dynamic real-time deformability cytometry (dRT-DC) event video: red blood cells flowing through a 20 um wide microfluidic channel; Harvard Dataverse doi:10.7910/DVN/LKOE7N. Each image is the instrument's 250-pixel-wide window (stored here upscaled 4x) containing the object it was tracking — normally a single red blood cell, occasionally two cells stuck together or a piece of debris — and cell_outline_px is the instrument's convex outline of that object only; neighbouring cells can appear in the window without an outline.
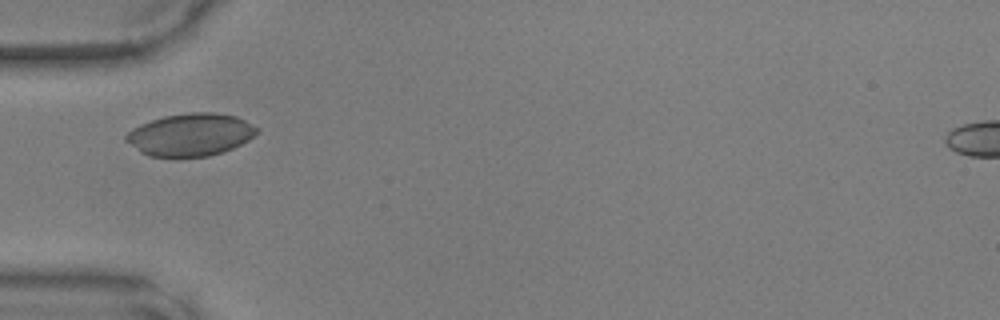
{"species": "common noctule bat (a hibernating species)", "species_latin": "Nyctalus noctula", "temperature_condition": "warm", "stored_images_in_passage": 34, "camera_frame_rate_fps": 3000, "um_per_image_px": 0.085, "animal": {"sex": "male", "body_mass_g": 17.9, "forearm_length_mm": 54.2}, "frame": {"image": 1, "passage_image": 1, "time_ms": 0.0, "image_size_px": [1000, 320], "cell_outline_px": [[260, 128], [248, 140], [224, 152], [208, 156], [148, 156], [140, 152], [124, 140], [124, 136], [132, 128], [140, 124], [164, 116], [188, 112], [212, 112], [236, 116]], "centroid_in_image_um": [16.17, 11.44], "position_along_channel_um": 68.8, "area_um2": 32.31}}
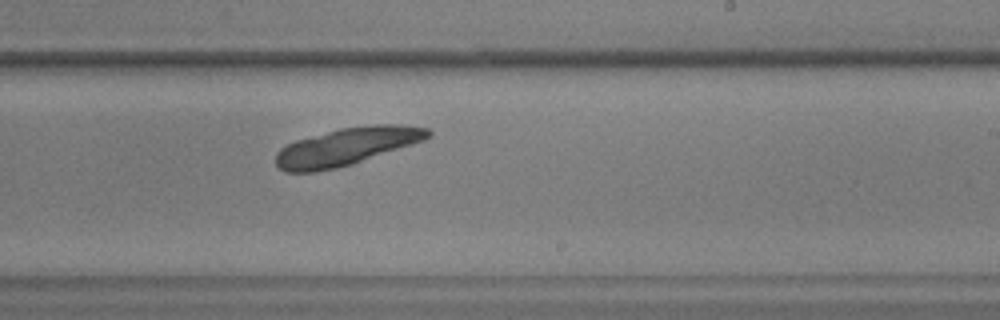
{"frame": {"image": 2, "passage_image": 15, "time_ms": 4.667, "image_size_px": [1000, 320], "cell_outline_px": [[432, 136], [424, 140], [352, 164], [336, 168], [316, 172], [284, 172], [276, 164], [276, 152], [280, 148], [296, 140], [340, 128], [372, 124], [396, 124], [428, 128], [432, 132]], "centroid_in_image_um": [29.46, 12.45], "position_along_channel_um": 259.5, "area_um2": 33.18}}
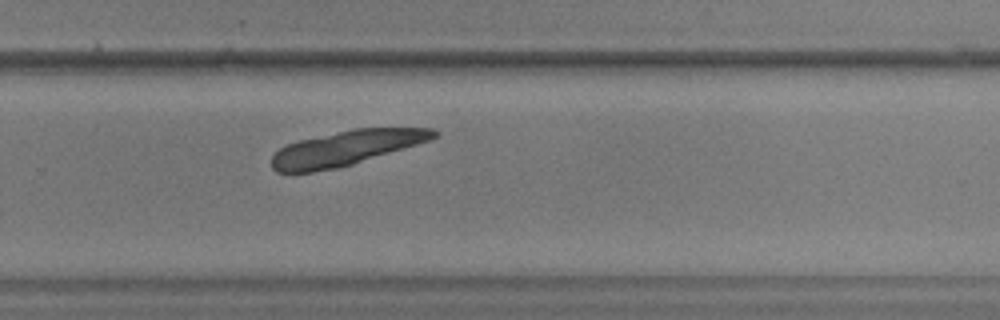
{"frame": {"image": 3, "passage_image": 18, "time_ms": 5.667, "image_size_px": [1000, 320], "cell_outline_px": [[440, 132], [436, 136], [428, 140], [416, 144], [352, 164], [336, 168], [312, 172], [276, 172], [272, 168], [272, 156], [280, 148], [288, 144], [300, 140], [352, 128], [432, 128]], "centroid_in_image_um": [29.39, 12.58], "position_along_channel_um": 300.4, "area_um2": 32.31}}